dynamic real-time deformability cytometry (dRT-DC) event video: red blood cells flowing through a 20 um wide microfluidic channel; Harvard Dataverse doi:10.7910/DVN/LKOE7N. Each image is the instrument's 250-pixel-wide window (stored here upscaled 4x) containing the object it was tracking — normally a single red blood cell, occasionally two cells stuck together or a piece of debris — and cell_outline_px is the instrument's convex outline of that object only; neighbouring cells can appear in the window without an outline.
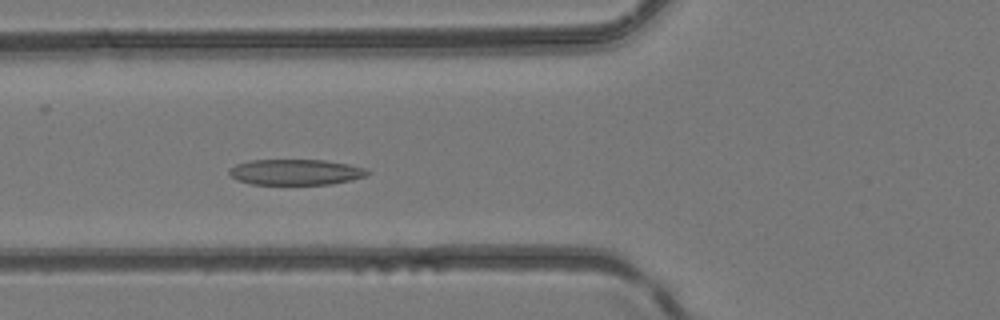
{"species": "common noctule bat (a hibernating species)", "species_latin": "Nyctalus noctula", "temperature_condition": "room temperature", "stored_images_in_passage": 48, "segment_of_instrument_passage": [1, 2], "camera_frame_rate_fps": 3000, "um_per_image_px": 0.085, "animal": {"sex": "female", "body_mass_g": 24.6, "forearm_length_mm": 56.2}, "frame": {"image": 1, "passage_image": 17, "time_ms": 5.333, "image_size_px": [1000, 320], "cell_outline_px": [[372, 172], [368, 176], [352, 180], [332, 184], [252, 184], [236, 180], [228, 172], [228, 168], [236, 164], [252, 160], [324, 160], [348, 164], [368, 168]], "centroid_in_image_um": [25.18, 14.63], "position_along_channel_um": 100.6, "area_um2": 20.92}}
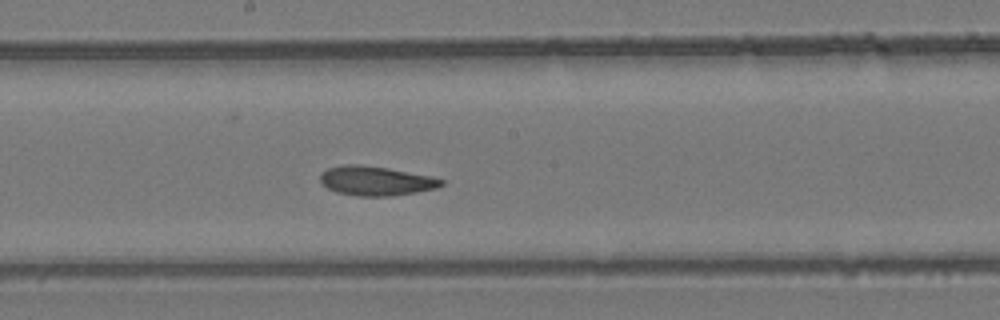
{"frame": {"image": 2, "passage_image": 25, "time_ms": 8.0, "image_size_px": [1000, 320], "cell_outline_px": [[444, 184], [436, 188], [416, 192], [392, 196], [360, 196], [336, 192], [328, 188], [320, 180], [320, 172], [328, 168], [344, 164], [360, 164], [388, 168], [432, 176], [444, 180]], "centroid_in_image_um": [31.95, 15.36], "position_along_channel_um": 216.2, "area_um2": 20.75}}
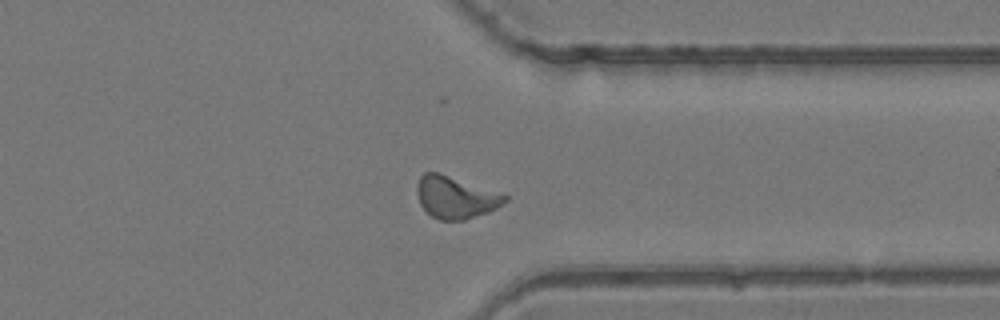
{"frame": {"image": 3, "passage_image": 36, "time_ms": 11.667, "image_size_px": [1000, 320], "cell_outline_px": [[508, 200], [496, 208], [488, 212], [464, 220], [440, 220], [432, 216], [420, 204], [416, 192], [416, 184], [420, 176], [424, 172], [440, 172], [508, 196]], "centroid_in_image_um": [38.68, 16.76], "position_along_channel_um": 372.7, "area_um2": 21.44}}